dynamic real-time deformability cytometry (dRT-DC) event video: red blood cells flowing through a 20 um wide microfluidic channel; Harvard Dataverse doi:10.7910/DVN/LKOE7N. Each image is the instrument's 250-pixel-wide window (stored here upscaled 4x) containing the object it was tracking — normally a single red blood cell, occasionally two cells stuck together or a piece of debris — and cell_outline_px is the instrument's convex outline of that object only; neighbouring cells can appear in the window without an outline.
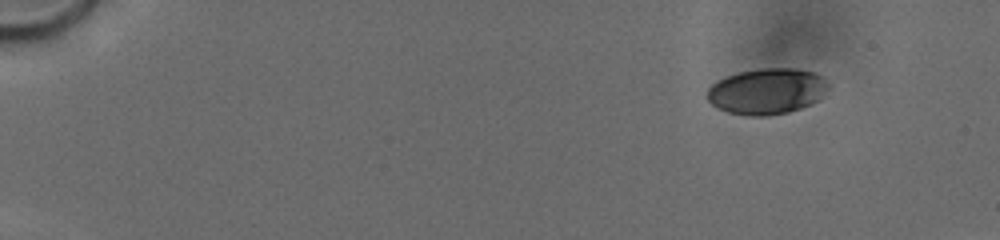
{"species": "human", "species_latin": "Homo sapiens", "temperature_condition": "cold", "stored_images_in_passage": 38, "camera_frame_rate_fps": 3000, "um_per_image_px": 0.085, "donor": {"sex": "male"}, "frame": {"image": 1, "passage_image": 1, "time_ms": 0.0, "image_size_px": [1000, 240], "cell_outline_px": [[828, 88], [816, 100], [800, 108], [788, 112], [764, 116], [752, 116], [728, 112], [712, 104], [708, 100], [708, 88], [712, 84], [728, 76], [740, 72], [764, 68], [792, 68], [812, 72], [820, 76], [828, 84]], "centroid_in_image_um": [65.17, 7.76], "position_along_channel_um": 19.8, "area_um2": 31.67}}
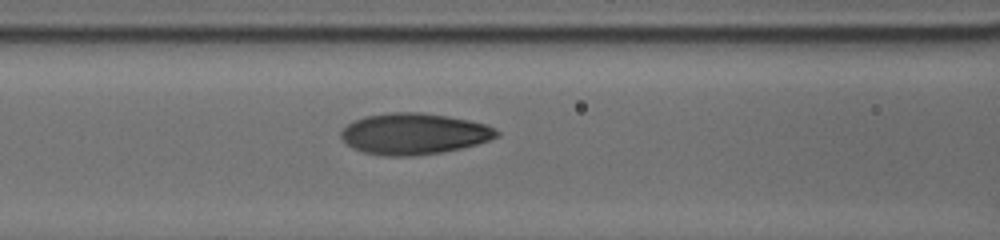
{"frame": {"image": 2, "passage_image": 25, "time_ms": 6.667, "image_size_px": [1000, 240], "cell_outline_px": [[500, 136], [476, 144], [460, 148], [440, 152], [412, 156], [384, 156], [364, 152], [352, 148], [340, 136], [340, 132], [352, 120], [364, 116], [388, 112], [420, 112], [468, 120], [484, 124], [500, 132]], "centroid_in_image_um": [35.14, 11.37], "position_along_channel_um": 131.5, "area_um2": 37.17}}
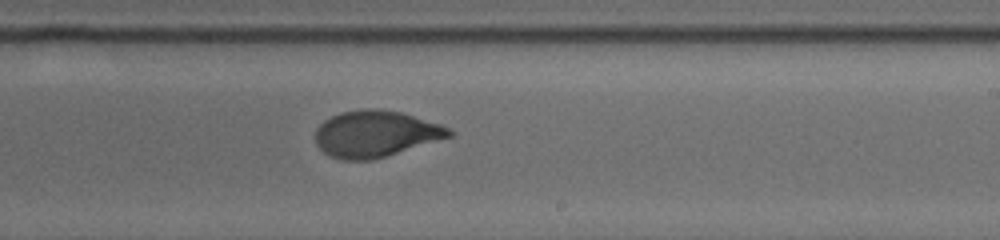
{"frame": {"image": 3, "passage_image": 37, "time_ms": 10.0, "image_size_px": [1000, 240], "cell_outline_px": [[456, 132], [452, 136], [372, 160], [344, 160], [332, 156], [324, 152], [316, 144], [316, 128], [324, 120], [340, 112], [364, 108], [380, 108], [400, 112], [440, 124]], "centroid_in_image_um": [31.91, 11.36], "position_along_channel_um": 257.1, "area_um2": 36.01}}